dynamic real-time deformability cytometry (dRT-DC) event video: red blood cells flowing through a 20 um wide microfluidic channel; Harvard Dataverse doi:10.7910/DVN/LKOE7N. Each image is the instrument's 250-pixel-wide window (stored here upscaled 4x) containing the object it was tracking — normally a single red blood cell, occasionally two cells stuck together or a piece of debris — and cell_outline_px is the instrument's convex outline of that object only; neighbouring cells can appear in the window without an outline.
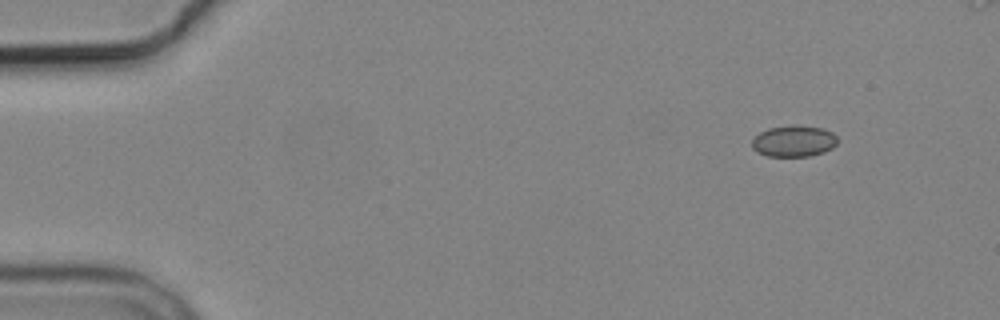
{"species": "common noctule bat (a hibernating species)", "species_latin": "Nyctalus noctula", "temperature_condition": "cold", "stored_images_in_passage": 5, "camera_frame_rate_fps": 3000, "um_per_image_px": 0.085, "animal": {"sex": "male", "body_mass_g": 19.2, "forearm_length_mm": 51.8}, "frame": {"image": 1, "passage_image": 1, "time_ms": 0.0, "image_size_px": [1000, 320], "cell_outline_px": [[836, 144], [832, 148], [824, 152], [808, 156], [768, 156], [756, 152], [752, 148], [752, 140], [760, 132], [768, 128], [796, 124], [824, 128], [832, 132], [836, 136]], "centroid_in_image_um": [67.47, 11.98], "position_along_channel_um": 17.5, "area_um2": 15.72}}
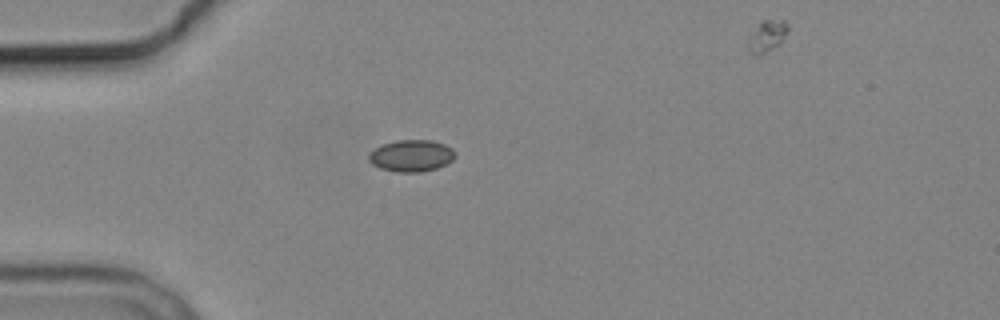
{"frame": {"image": 2, "passage_image": 4, "time_ms": 3.333, "image_size_px": [1000, 320], "cell_outline_px": [[456, 156], [452, 160], [436, 168], [420, 172], [396, 172], [380, 168], [372, 164], [368, 160], [368, 156], [380, 144], [396, 140], [432, 140], [444, 144], [452, 148], [456, 152]], "centroid_in_image_um": [34.96, 13.23], "position_along_channel_um": 50.0, "area_um2": 16.01}}